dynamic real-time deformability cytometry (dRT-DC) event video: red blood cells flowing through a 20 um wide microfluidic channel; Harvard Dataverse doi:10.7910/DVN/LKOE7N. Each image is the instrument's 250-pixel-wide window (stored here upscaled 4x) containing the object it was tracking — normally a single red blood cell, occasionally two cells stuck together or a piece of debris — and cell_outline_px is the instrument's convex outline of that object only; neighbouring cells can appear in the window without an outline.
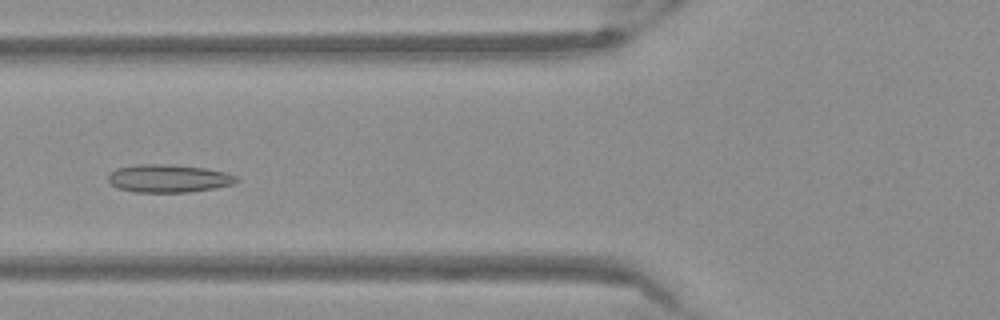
{"species": "Egyptian fruit bat (a non-hibernating species)", "species_latin": "Rousettus aegyptiacus", "temperature_condition": "warm", "stored_images_in_passage": 53, "camera_frame_rate_fps": 3000, "um_per_image_px": 0.085, "frame": {"image": 1, "passage_image": 21, "time_ms": 6.667, "image_size_px": [1000, 320], "cell_outline_px": [[240, 180], [236, 184], [216, 188], [188, 192], [136, 192], [116, 188], [108, 180], [108, 176], [116, 168], [136, 164], [164, 164], [204, 168], [224, 172], [236, 176]], "centroid_in_image_um": [14.34, 15.17], "position_along_channel_um": 111.5, "area_um2": 20.92}}
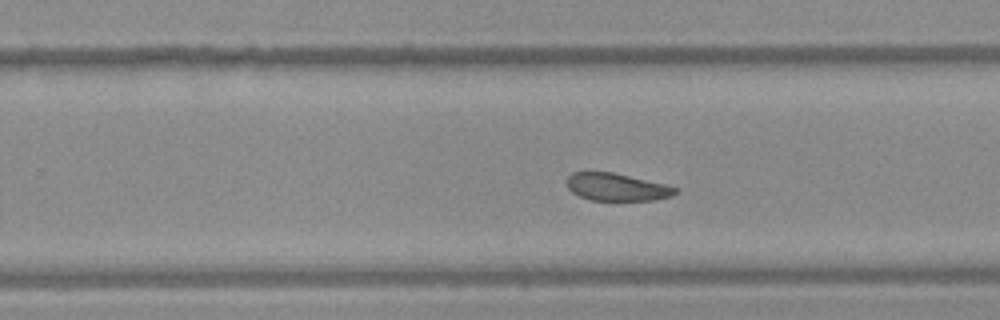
{"frame": {"image": 2, "passage_image": 34, "time_ms": 11.0, "image_size_px": [1000, 320], "cell_outline_px": [[680, 192], [672, 196], [652, 200], [592, 200], [580, 196], [572, 192], [568, 188], [568, 176], [572, 172], [612, 172], [664, 184], [680, 188]], "centroid_in_image_um": [52.46, 15.9], "position_along_channel_um": 277.3, "area_um2": 17.28}}
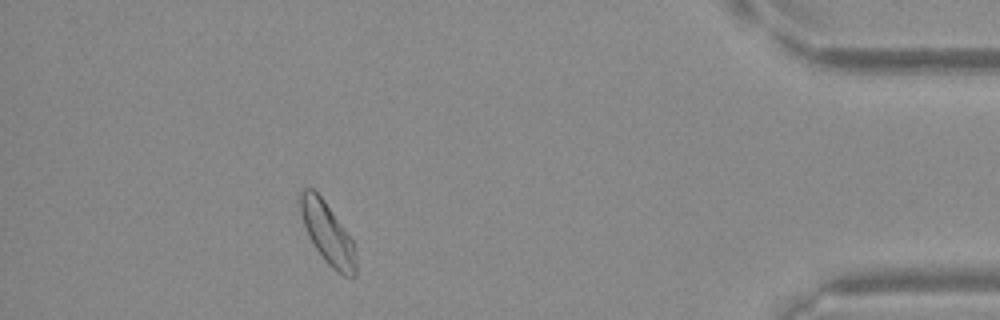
{"frame": {"image": 3, "passage_image": 48, "time_ms": 15.667, "image_size_px": [1000, 320], "cell_outline_px": [[356, 276], [344, 276], [336, 272], [328, 264], [316, 248], [308, 236], [300, 212], [296, 196], [300, 188], [312, 188], [324, 200], [344, 228], [352, 240], [356, 248]], "centroid_in_image_um": [27.81, 19.79], "position_along_channel_um": 407.4, "area_um2": 20.11}}